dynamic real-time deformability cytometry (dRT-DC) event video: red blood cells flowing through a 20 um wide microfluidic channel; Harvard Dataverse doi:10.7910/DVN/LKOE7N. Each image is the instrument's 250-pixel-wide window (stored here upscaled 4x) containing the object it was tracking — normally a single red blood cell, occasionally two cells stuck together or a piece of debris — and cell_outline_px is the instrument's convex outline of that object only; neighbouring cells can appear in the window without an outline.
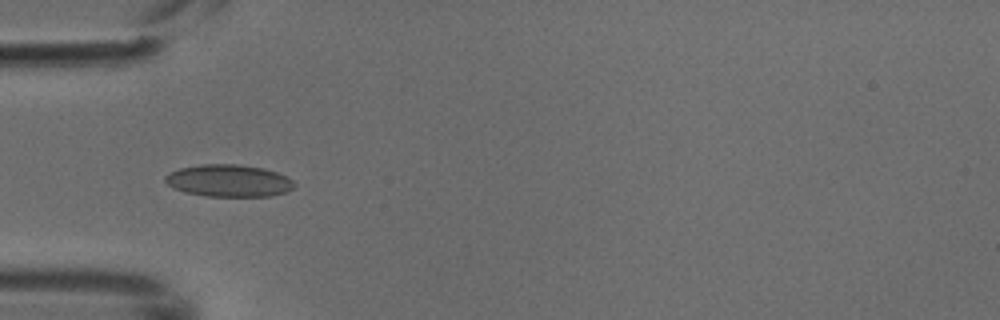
{"species": "common noctule bat (a hibernating species)", "species_latin": "Nyctalus noctula", "temperature_condition": "cold", "stored_images_in_passage": 5, "camera_frame_rate_fps": 3000, "um_per_image_px": 0.085, "animal": {"sex": "male", "body_mass_g": 18.8}, "frame": {"image": 1, "passage_image": 4, "time_ms": 1.0, "image_size_px": [1000, 320], "cell_outline_px": [[296, 184], [288, 192], [272, 196], [204, 196], [184, 192], [172, 188], [164, 180], [164, 176], [180, 168], [200, 164], [236, 164], [264, 168], [288, 176]], "centroid_in_image_um": [19.46, 15.36], "position_along_channel_um": 65.5, "area_um2": 24.39}}
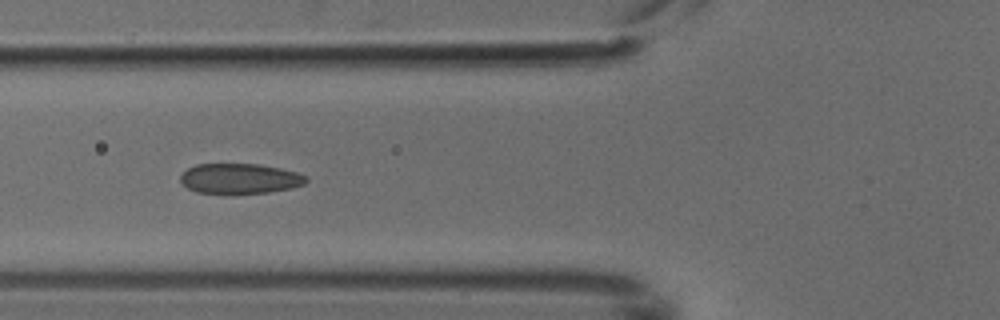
{"frame": {"image": 2, "passage_image": 5, "time_ms": 1.333, "image_size_px": [1000, 320], "cell_outline_px": [[308, 180], [304, 184], [292, 188], [268, 192], [228, 196], [196, 192], [188, 188], [180, 180], [180, 176], [188, 168], [196, 164], [256, 164], [280, 168], [296, 172], [308, 176]], "centroid_in_image_um": [20.38, 15.22], "position_along_channel_um": 105.4, "area_um2": 22.72}}